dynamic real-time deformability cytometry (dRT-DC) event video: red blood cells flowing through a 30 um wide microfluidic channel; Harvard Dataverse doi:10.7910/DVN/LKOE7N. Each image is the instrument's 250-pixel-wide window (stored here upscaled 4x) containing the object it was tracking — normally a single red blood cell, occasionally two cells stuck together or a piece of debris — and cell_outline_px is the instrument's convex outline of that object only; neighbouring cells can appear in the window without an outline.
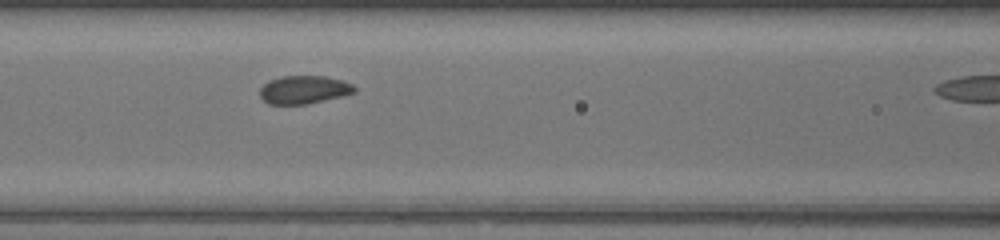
{"species": "common noctule bat (a hibernating species)", "species_latin": "Nyctalus noctula", "temperature_condition": "warm", "stored_images_in_passage": 7, "camera_frame_rate_fps": 3000, "um_per_image_px": 0.085, "animal": {"sex": "female", "body_mass_g": 17.0, "forearm_length_mm": 48.0}, "frame": {"image": 1, "passage_image": 6, "time_ms": 1.667, "image_size_px": [1000, 240], "cell_outline_px": [[356, 92], [308, 104], [268, 104], [260, 96], [260, 88], [268, 80], [284, 76], [324, 76], [344, 80], [352, 84], [356, 88]], "centroid_in_image_um": [25.83, 7.62], "position_along_channel_um": 140.8, "area_um2": 15.49}}